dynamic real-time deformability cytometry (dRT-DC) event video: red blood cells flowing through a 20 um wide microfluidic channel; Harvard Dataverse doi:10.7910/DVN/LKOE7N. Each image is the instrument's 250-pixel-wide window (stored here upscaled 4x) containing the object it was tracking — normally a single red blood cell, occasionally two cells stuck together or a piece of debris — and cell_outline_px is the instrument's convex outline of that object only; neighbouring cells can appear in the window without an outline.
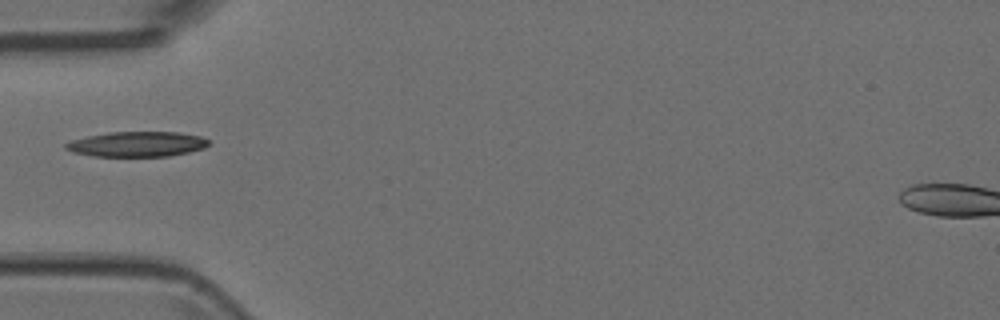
{"species": "Egyptian fruit bat (a non-hibernating species)", "species_latin": "Rousettus aegyptiacus", "temperature_condition": "room temperature", "stored_images_in_passage": 6, "camera_frame_rate_fps": 3000, "um_per_image_px": 0.085, "animal": {"sex": "female"}, "frame": {"image": 1, "passage_image": 5, "time_ms": 1.333, "image_size_px": [1000, 320], "cell_outline_px": [[208, 144], [204, 148], [188, 152], [168, 156], [92, 156], [72, 152], [64, 148], [64, 144], [72, 140], [88, 136], [108, 132], [176, 132], [200, 136], [208, 140]], "centroid_in_image_um": [11.61, 12.25], "position_along_channel_um": 73.4, "area_um2": 20.81}}
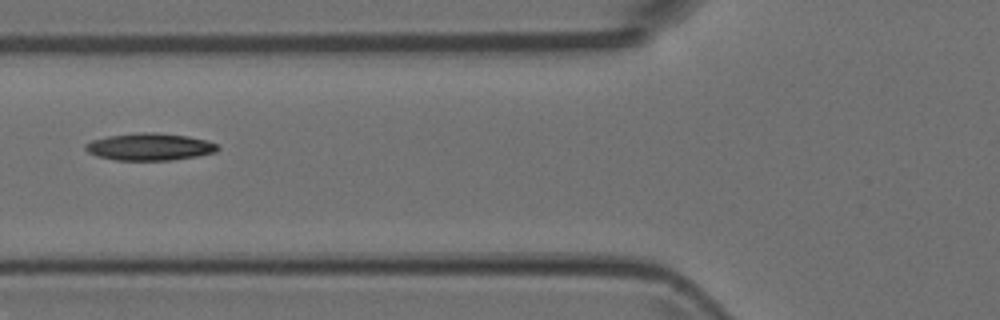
{"frame": {"image": 2, "passage_image": 6, "time_ms": 1.667, "image_size_px": [1000, 320], "cell_outline_px": [[220, 148], [216, 152], [196, 156], [172, 160], [116, 160], [96, 156], [88, 152], [84, 148], [84, 144], [92, 140], [108, 136], [140, 132], [156, 132], [188, 136], [208, 140], [216, 144]], "centroid_in_image_um": [12.72, 12.47], "position_along_channel_um": 113.1, "area_um2": 21.04}}